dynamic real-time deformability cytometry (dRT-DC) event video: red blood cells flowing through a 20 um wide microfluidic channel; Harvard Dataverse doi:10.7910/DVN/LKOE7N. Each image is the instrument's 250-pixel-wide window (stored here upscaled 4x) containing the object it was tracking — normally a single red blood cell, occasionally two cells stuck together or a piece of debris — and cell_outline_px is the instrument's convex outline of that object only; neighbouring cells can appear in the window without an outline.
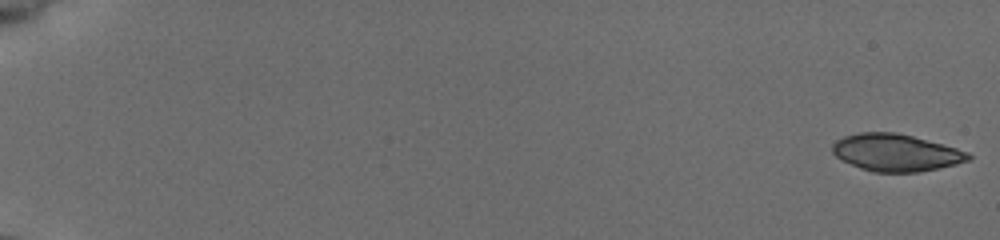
{"species": "common noctule bat (a hibernating species)", "species_latin": "Nyctalus noctula", "temperature_condition": "cold", "stored_images_in_passage": 54, "camera_frame_rate_fps": 3000, "um_per_image_px": 0.085, "animal": {"sex": "female", "body_mass_g": 19.5, "forearm_length_mm": 54.1}, "frame": {"image": 1, "passage_image": 1, "time_ms": 0.0, "image_size_px": [1000, 240], "cell_outline_px": [[972, 156], [968, 160], [956, 164], [940, 168], [920, 172], [872, 172], [860, 168], [840, 160], [832, 152], [832, 144], [836, 140], [844, 136], [860, 132], [896, 132], [912, 136], [956, 148], [968, 152]], "centroid_in_image_um": [76.12, 12.98], "position_along_channel_um": 8.9, "area_um2": 29.48}}
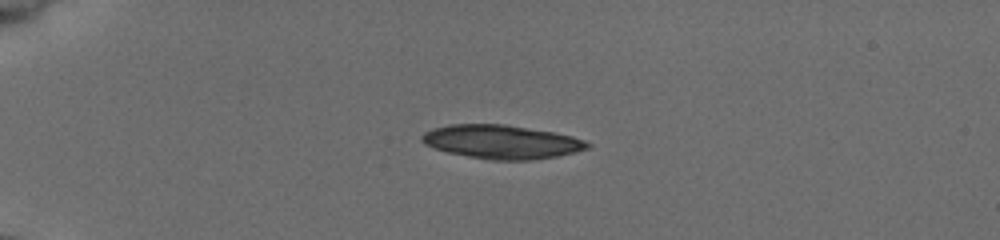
{"frame": {"image": 2, "passage_image": 15, "time_ms": 4.667, "image_size_px": [1000, 240], "cell_outline_px": [[592, 144], [588, 148], [556, 156], [532, 160], [492, 160], [468, 156], [448, 152], [424, 144], [420, 140], [420, 136], [424, 132], [432, 128], [448, 124], [504, 124], [552, 132], [572, 136], [584, 140]], "centroid_in_image_um": [42.59, 12.05], "position_along_channel_um": 42.4, "area_um2": 32.37}}